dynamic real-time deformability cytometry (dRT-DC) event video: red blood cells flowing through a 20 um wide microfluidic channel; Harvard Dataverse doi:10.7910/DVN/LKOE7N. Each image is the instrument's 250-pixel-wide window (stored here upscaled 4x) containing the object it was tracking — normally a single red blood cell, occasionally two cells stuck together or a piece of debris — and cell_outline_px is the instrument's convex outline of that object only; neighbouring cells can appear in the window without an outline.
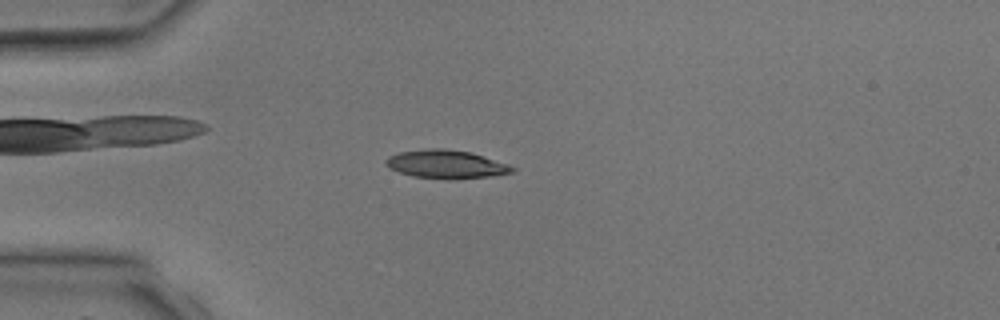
{"species": "common noctule bat (a hibernating species)", "species_latin": "Nyctalus noctula", "temperature_condition": "room temperature", "stored_images_in_passage": 2, "camera_frame_rate_fps": 3000, "um_per_image_px": 0.085, "animal": {"sex": "male", "body_mass_g": 17.9, "forearm_length_mm": 54.2}, "frame": {"image": 1, "passage_image": 2, "time_ms": 2.0, "image_size_px": [1000, 320], "cell_outline_px": [[516, 168], [512, 172], [492, 176], [456, 180], [452, 180], [412, 176], [388, 168], [384, 164], [384, 160], [388, 156], [400, 152], [424, 148], [444, 148], [472, 152], [508, 164]], "centroid_in_image_um": [37.9, 13.96], "position_along_channel_um": 47.1, "area_um2": 21.27}}